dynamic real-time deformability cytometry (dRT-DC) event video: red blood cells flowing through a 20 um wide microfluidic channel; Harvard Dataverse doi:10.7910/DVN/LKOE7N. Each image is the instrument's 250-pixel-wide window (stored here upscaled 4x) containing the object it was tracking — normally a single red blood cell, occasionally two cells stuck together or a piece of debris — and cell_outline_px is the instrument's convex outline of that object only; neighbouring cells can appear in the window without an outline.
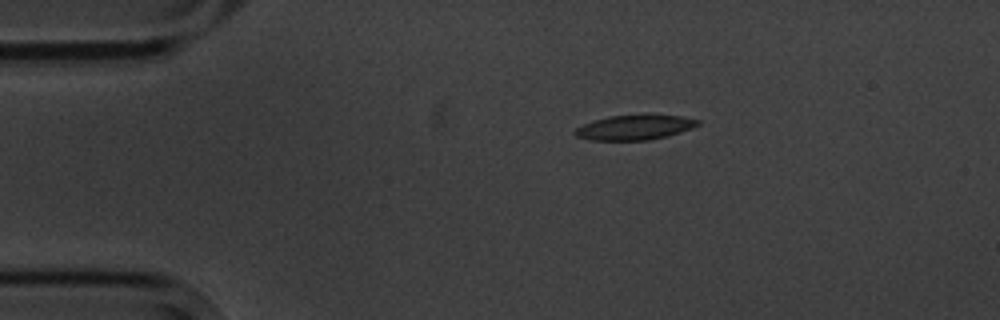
{"species": "common noctule bat (a hibernating species)", "species_latin": "Nyctalus noctula", "temperature_condition": "cold", "stored_images_in_passage": 2, "camera_frame_rate_fps": 3000, "um_per_image_px": 0.085, "animal": {"sex": "male", "body_mass_g": 20.1, "forearm_length_mm": 53.5}, "frame": {"image": 1, "passage_image": 1, "time_ms": 0.0, "image_size_px": [1000, 320], "cell_outline_px": [[700, 124], [692, 128], [668, 136], [648, 140], [588, 140], [576, 136], [572, 132], [576, 128], [584, 124], [608, 116], [680, 116], [700, 120]], "centroid_in_image_um": [53.92, 10.85], "position_along_channel_um": 31.1, "area_um2": 17.4}}